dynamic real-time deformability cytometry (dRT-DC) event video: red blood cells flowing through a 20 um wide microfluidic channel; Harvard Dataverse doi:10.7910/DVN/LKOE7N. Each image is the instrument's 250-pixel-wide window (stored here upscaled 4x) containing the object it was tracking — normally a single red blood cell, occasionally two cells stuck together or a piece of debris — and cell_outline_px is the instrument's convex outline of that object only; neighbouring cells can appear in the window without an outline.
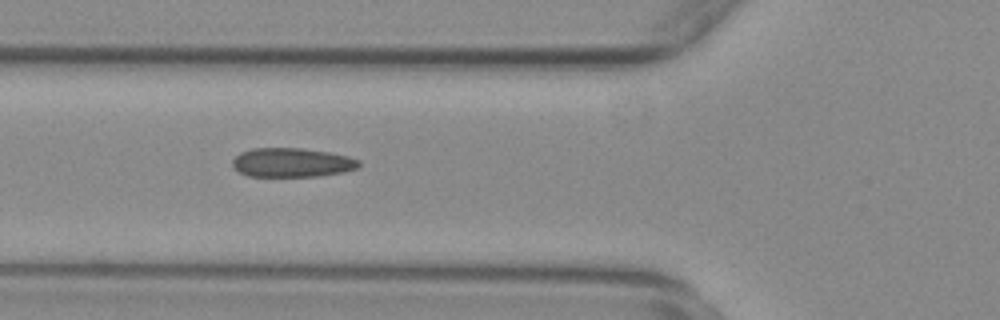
{"species": "common noctule bat (a hibernating species)", "species_latin": "Nyctalus noctula", "temperature_condition": "warm", "stored_images_in_passage": 47, "camera_frame_rate_fps": 3000, "um_per_image_px": 0.085, "animal": {"sex": "female", "body_mass_g": 29.2, "forearm_length_mm": 56.3}, "frame": {"image": 1, "passage_image": 12, "time_ms": 3.667, "image_size_px": [1000, 320], "cell_outline_px": [[360, 164], [356, 168], [344, 172], [320, 176], [248, 176], [240, 172], [232, 164], [232, 160], [240, 152], [252, 148], [300, 148], [328, 152], [348, 156], [360, 160]], "centroid_in_image_um": [24.82, 13.81], "position_along_channel_um": 101.0, "area_um2": 21.39}}
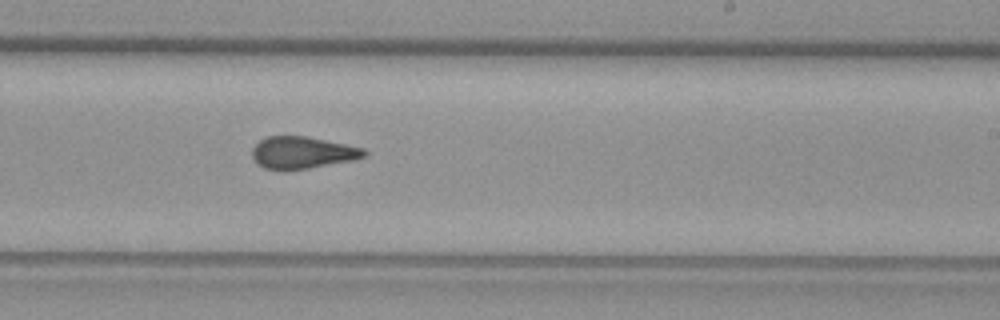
{"frame": {"image": 2, "passage_image": 25, "time_ms": 8.0, "image_size_px": [1000, 320], "cell_outline_px": [[368, 152], [364, 156], [352, 160], [308, 168], [284, 172], [264, 168], [256, 164], [252, 156], [252, 148], [260, 140], [268, 136], [304, 136], [364, 148]], "centroid_in_image_um": [25.63, 12.99], "position_along_channel_um": 263.4, "area_um2": 20.98}}
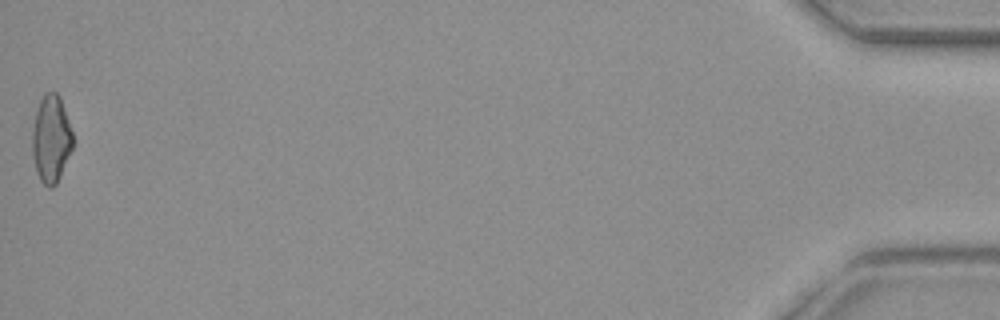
{"frame": {"image": 3, "passage_image": 47, "time_ms": 15.333, "image_size_px": [1000, 320], "cell_outline_px": [[72, 148], [60, 176], [56, 184], [52, 188], [48, 188], [40, 180], [36, 172], [32, 156], [32, 128], [36, 112], [40, 100], [44, 92], [56, 92], [60, 96], [72, 132]], "centroid_in_image_um": [4.32, 11.81], "position_along_channel_um": 430.9, "area_um2": 20.63}, "authors_computed_cell_mechanics": {"area_um2": 21.0392, "velocity_mm_per_s": 3.7413, "shape_relaxation_time_tau1_ms": null, "shape_relaxation_time_tau2_ms": 1.8903, "deformation_change_tau1": null, "deformation_change_tau2": 0.0892}}